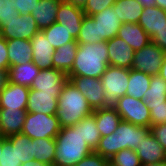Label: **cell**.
Returning <instances> with one entry per match:
<instances>
[{"label":"cell","instance_id":"1","mask_svg":"<svg viewBox=\"0 0 166 166\" xmlns=\"http://www.w3.org/2000/svg\"><path fill=\"white\" fill-rule=\"evenodd\" d=\"M108 65L106 41L79 44L73 67L67 76L101 78Z\"/></svg>","mask_w":166,"mask_h":166},{"label":"cell","instance_id":"2","mask_svg":"<svg viewBox=\"0 0 166 166\" xmlns=\"http://www.w3.org/2000/svg\"><path fill=\"white\" fill-rule=\"evenodd\" d=\"M55 141L54 166H75L84 157L94 152L83 140L81 127L78 124L62 127Z\"/></svg>","mask_w":166,"mask_h":166},{"label":"cell","instance_id":"3","mask_svg":"<svg viewBox=\"0 0 166 166\" xmlns=\"http://www.w3.org/2000/svg\"><path fill=\"white\" fill-rule=\"evenodd\" d=\"M85 96L68 80L60 91L56 116L60 127H70L93 114Z\"/></svg>","mask_w":166,"mask_h":166},{"label":"cell","instance_id":"4","mask_svg":"<svg viewBox=\"0 0 166 166\" xmlns=\"http://www.w3.org/2000/svg\"><path fill=\"white\" fill-rule=\"evenodd\" d=\"M100 79L105 89L104 107L114 108L118 104L119 98L126 93L129 69L108 65Z\"/></svg>","mask_w":166,"mask_h":166},{"label":"cell","instance_id":"5","mask_svg":"<svg viewBox=\"0 0 166 166\" xmlns=\"http://www.w3.org/2000/svg\"><path fill=\"white\" fill-rule=\"evenodd\" d=\"M61 127L56 115L27 112L21 133L30 139L55 138Z\"/></svg>","mask_w":166,"mask_h":166},{"label":"cell","instance_id":"6","mask_svg":"<svg viewBox=\"0 0 166 166\" xmlns=\"http://www.w3.org/2000/svg\"><path fill=\"white\" fill-rule=\"evenodd\" d=\"M114 108L122 121L145 127L151 126L150 110L144 100L124 95L119 98Z\"/></svg>","mask_w":166,"mask_h":166},{"label":"cell","instance_id":"7","mask_svg":"<svg viewBox=\"0 0 166 166\" xmlns=\"http://www.w3.org/2000/svg\"><path fill=\"white\" fill-rule=\"evenodd\" d=\"M1 37L6 40L25 39L30 40L35 34L40 32L35 18L31 14L22 15L0 22Z\"/></svg>","mask_w":166,"mask_h":166},{"label":"cell","instance_id":"8","mask_svg":"<svg viewBox=\"0 0 166 166\" xmlns=\"http://www.w3.org/2000/svg\"><path fill=\"white\" fill-rule=\"evenodd\" d=\"M165 51L152 41L135 51L131 69L147 73L148 75H158L163 63Z\"/></svg>","mask_w":166,"mask_h":166},{"label":"cell","instance_id":"9","mask_svg":"<svg viewBox=\"0 0 166 166\" xmlns=\"http://www.w3.org/2000/svg\"><path fill=\"white\" fill-rule=\"evenodd\" d=\"M75 87L85 96L93 110L104 108V88L100 78L68 76Z\"/></svg>","mask_w":166,"mask_h":166},{"label":"cell","instance_id":"10","mask_svg":"<svg viewBox=\"0 0 166 166\" xmlns=\"http://www.w3.org/2000/svg\"><path fill=\"white\" fill-rule=\"evenodd\" d=\"M114 132L117 133L118 152L126 148L135 150L142 139L150 132V127L135 125L121 120Z\"/></svg>","mask_w":166,"mask_h":166},{"label":"cell","instance_id":"11","mask_svg":"<svg viewBox=\"0 0 166 166\" xmlns=\"http://www.w3.org/2000/svg\"><path fill=\"white\" fill-rule=\"evenodd\" d=\"M68 81V76L61 70L40 69L37 77L33 80L30 89L46 93H60L64 84Z\"/></svg>","mask_w":166,"mask_h":166},{"label":"cell","instance_id":"12","mask_svg":"<svg viewBox=\"0 0 166 166\" xmlns=\"http://www.w3.org/2000/svg\"><path fill=\"white\" fill-rule=\"evenodd\" d=\"M109 65L131 69L135 51L125 40L115 36L106 41Z\"/></svg>","mask_w":166,"mask_h":166},{"label":"cell","instance_id":"13","mask_svg":"<svg viewBox=\"0 0 166 166\" xmlns=\"http://www.w3.org/2000/svg\"><path fill=\"white\" fill-rule=\"evenodd\" d=\"M60 93H46L30 89L27 100V112L56 115Z\"/></svg>","mask_w":166,"mask_h":166},{"label":"cell","instance_id":"14","mask_svg":"<svg viewBox=\"0 0 166 166\" xmlns=\"http://www.w3.org/2000/svg\"><path fill=\"white\" fill-rule=\"evenodd\" d=\"M84 16L83 9L62 1L58 7L56 22L64 26L77 39Z\"/></svg>","mask_w":166,"mask_h":166},{"label":"cell","instance_id":"15","mask_svg":"<svg viewBox=\"0 0 166 166\" xmlns=\"http://www.w3.org/2000/svg\"><path fill=\"white\" fill-rule=\"evenodd\" d=\"M33 48L32 61L39 69H52L55 48L50 44L45 35L40 31L30 39Z\"/></svg>","mask_w":166,"mask_h":166},{"label":"cell","instance_id":"16","mask_svg":"<svg viewBox=\"0 0 166 166\" xmlns=\"http://www.w3.org/2000/svg\"><path fill=\"white\" fill-rule=\"evenodd\" d=\"M141 165L166 161V151L149 132L135 149Z\"/></svg>","mask_w":166,"mask_h":166},{"label":"cell","instance_id":"17","mask_svg":"<svg viewBox=\"0 0 166 166\" xmlns=\"http://www.w3.org/2000/svg\"><path fill=\"white\" fill-rule=\"evenodd\" d=\"M138 24L152 38L155 33L166 32V10L157 6L143 7Z\"/></svg>","mask_w":166,"mask_h":166},{"label":"cell","instance_id":"18","mask_svg":"<svg viewBox=\"0 0 166 166\" xmlns=\"http://www.w3.org/2000/svg\"><path fill=\"white\" fill-rule=\"evenodd\" d=\"M30 88L8 83L0 93V108L26 109Z\"/></svg>","mask_w":166,"mask_h":166},{"label":"cell","instance_id":"19","mask_svg":"<svg viewBox=\"0 0 166 166\" xmlns=\"http://www.w3.org/2000/svg\"><path fill=\"white\" fill-rule=\"evenodd\" d=\"M98 23V36L104 41L114 38L118 34L122 23L118 19L113 6L107 7L100 13L91 16Z\"/></svg>","mask_w":166,"mask_h":166},{"label":"cell","instance_id":"20","mask_svg":"<svg viewBox=\"0 0 166 166\" xmlns=\"http://www.w3.org/2000/svg\"><path fill=\"white\" fill-rule=\"evenodd\" d=\"M26 109L0 108V129L5 137L19 134L25 122Z\"/></svg>","mask_w":166,"mask_h":166},{"label":"cell","instance_id":"21","mask_svg":"<svg viewBox=\"0 0 166 166\" xmlns=\"http://www.w3.org/2000/svg\"><path fill=\"white\" fill-rule=\"evenodd\" d=\"M117 36L125 40L134 51L140 50L151 42L150 36L139 24L122 23Z\"/></svg>","mask_w":166,"mask_h":166},{"label":"cell","instance_id":"22","mask_svg":"<svg viewBox=\"0 0 166 166\" xmlns=\"http://www.w3.org/2000/svg\"><path fill=\"white\" fill-rule=\"evenodd\" d=\"M63 0H40L32 10L31 15L35 18L40 31L50 27L56 22L59 4Z\"/></svg>","mask_w":166,"mask_h":166},{"label":"cell","instance_id":"23","mask_svg":"<svg viewBox=\"0 0 166 166\" xmlns=\"http://www.w3.org/2000/svg\"><path fill=\"white\" fill-rule=\"evenodd\" d=\"M7 50L10 67L32 61L33 48L30 40L20 38L7 40Z\"/></svg>","mask_w":166,"mask_h":166},{"label":"cell","instance_id":"24","mask_svg":"<svg viewBox=\"0 0 166 166\" xmlns=\"http://www.w3.org/2000/svg\"><path fill=\"white\" fill-rule=\"evenodd\" d=\"M93 115L95 116L96 126L102 137L113 133L121 122V116L115 108L104 107L95 109Z\"/></svg>","mask_w":166,"mask_h":166},{"label":"cell","instance_id":"25","mask_svg":"<svg viewBox=\"0 0 166 166\" xmlns=\"http://www.w3.org/2000/svg\"><path fill=\"white\" fill-rule=\"evenodd\" d=\"M39 71L40 69L33 61L11 66L8 68L9 82L30 88Z\"/></svg>","mask_w":166,"mask_h":166},{"label":"cell","instance_id":"26","mask_svg":"<svg viewBox=\"0 0 166 166\" xmlns=\"http://www.w3.org/2000/svg\"><path fill=\"white\" fill-rule=\"evenodd\" d=\"M113 8L121 23L138 24L143 5L137 0H116Z\"/></svg>","mask_w":166,"mask_h":166},{"label":"cell","instance_id":"27","mask_svg":"<svg viewBox=\"0 0 166 166\" xmlns=\"http://www.w3.org/2000/svg\"><path fill=\"white\" fill-rule=\"evenodd\" d=\"M78 45L77 41L68 42L55 49L52 57L54 68L68 74L73 67Z\"/></svg>","mask_w":166,"mask_h":166},{"label":"cell","instance_id":"28","mask_svg":"<svg viewBox=\"0 0 166 166\" xmlns=\"http://www.w3.org/2000/svg\"><path fill=\"white\" fill-rule=\"evenodd\" d=\"M32 140V155L41 163L54 166L56 141L55 138H37Z\"/></svg>","mask_w":166,"mask_h":166},{"label":"cell","instance_id":"29","mask_svg":"<svg viewBox=\"0 0 166 166\" xmlns=\"http://www.w3.org/2000/svg\"><path fill=\"white\" fill-rule=\"evenodd\" d=\"M151 75L129 69V81L125 95L144 100V93L150 86Z\"/></svg>","mask_w":166,"mask_h":166},{"label":"cell","instance_id":"30","mask_svg":"<svg viewBox=\"0 0 166 166\" xmlns=\"http://www.w3.org/2000/svg\"><path fill=\"white\" fill-rule=\"evenodd\" d=\"M81 127V136L88 146L95 151L98 147L101 134L96 126L95 116L93 114L86 116L77 123Z\"/></svg>","mask_w":166,"mask_h":166},{"label":"cell","instance_id":"31","mask_svg":"<svg viewBox=\"0 0 166 166\" xmlns=\"http://www.w3.org/2000/svg\"><path fill=\"white\" fill-rule=\"evenodd\" d=\"M50 44L55 48H59L68 42H75L76 39L68 32L64 26L55 22L50 27L41 30Z\"/></svg>","mask_w":166,"mask_h":166},{"label":"cell","instance_id":"32","mask_svg":"<svg viewBox=\"0 0 166 166\" xmlns=\"http://www.w3.org/2000/svg\"><path fill=\"white\" fill-rule=\"evenodd\" d=\"M76 41L78 44L104 41L102 37L98 36V23L91 16H84Z\"/></svg>","mask_w":166,"mask_h":166},{"label":"cell","instance_id":"33","mask_svg":"<svg viewBox=\"0 0 166 166\" xmlns=\"http://www.w3.org/2000/svg\"><path fill=\"white\" fill-rule=\"evenodd\" d=\"M166 101V81L159 75L151 76L150 86L144 93V102L158 103Z\"/></svg>","mask_w":166,"mask_h":166},{"label":"cell","instance_id":"34","mask_svg":"<svg viewBox=\"0 0 166 166\" xmlns=\"http://www.w3.org/2000/svg\"><path fill=\"white\" fill-rule=\"evenodd\" d=\"M6 138L11 143H17L18 161H21V164L34 160V155H32V140L28 136L19 133Z\"/></svg>","mask_w":166,"mask_h":166},{"label":"cell","instance_id":"35","mask_svg":"<svg viewBox=\"0 0 166 166\" xmlns=\"http://www.w3.org/2000/svg\"><path fill=\"white\" fill-rule=\"evenodd\" d=\"M94 152L110 160L118 152L117 133L113 132L110 135L101 137Z\"/></svg>","mask_w":166,"mask_h":166},{"label":"cell","instance_id":"36","mask_svg":"<svg viewBox=\"0 0 166 166\" xmlns=\"http://www.w3.org/2000/svg\"><path fill=\"white\" fill-rule=\"evenodd\" d=\"M0 166H21V161H18L17 143H11L6 137L0 157Z\"/></svg>","mask_w":166,"mask_h":166},{"label":"cell","instance_id":"37","mask_svg":"<svg viewBox=\"0 0 166 166\" xmlns=\"http://www.w3.org/2000/svg\"><path fill=\"white\" fill-rule=\"evenodd\" d=\"M110 161L117 166H142L135 150L129 148L117 152Z\"/></svg>","mask_w":166,"mask_h":166},{"label":"cell","instance_id":"38","mask_svg":"<svg viewBox=\"0 0 166 166\" xmlns=\"http://www.w3.org/2000/svg\"><path fill=\"white\" fill-rule=\"evenodd\" d=\"M146 105L150 110L151 125L166 123V101L158 103L147 102Z\"/></svg>","mask_w":166,"mask_h":166},{"label":"cell","instance_id":"39","mask_svg":"<svg viewBox=\"0 0 166 166\" xmlns=\"http://www.w3.org/2000/svg\"><path fill=\"white\" fill-rule=\"evenodd\" d=\"M116 0H88L83 11L86 16L100 13L107 7L113 6Z\"/></svg>","mask_w":166,"mask_h":166},{"label":"cell","instance_id":"40","mask_svg":"<svg viewBox=\"0 0 166 166\" xmlns=\"http://www.w3.org/2000/svg\"><path fill=\"white\" fill-rule=\"evenodd\" d=\"M18 15L19 12L15 9L13 0H0V22L11 20Z\"/></svg>","mask_w":166,"mask_h":166},{"label":"cell","instance_id":"41","mask_svg":"<svg viewBox=\"0 0 166 166\" xmlns=\"http://www.w3.org/2000/svg\"><path fill=\"white\" fill-rule=\"evenodd\" d=\"M109 160L103 158L101 155L92 152L90 155L84 157L75 166H107Z\"/></svg>","mask_w":166,"mask_h":166},{"label":"cell","instance_id":"42","mask_svg":"<svg viewBox=\"0 0 166 166\" xmlns=\"http://www.w3.org/2000/svg\"><path fill=\"white\" fill-rule=\"evenodd\" d=\"M39 1L40 0H13V4L19 14L26 15L32 13V10Z\"/></svg>","mask_w":166,"mask_h":166},{"label":"cell","instance_id":"43","mask_svg":"<svg viewBox=\"0 0 166 166\" xmlns=\"http://www.w3.org/2000/svg\"><path fill=\"white\" fill-rule=\"evenodd\" d=\"M150 132L166 151V123L151 125Z\"/></svg>","mask_w":166,"mask_h":166},{"label":"cell","instance_id":"44","mask_svg":"<svg viewBox=\"0 0 166 166\" xmlns=\"http://www.w3.org/2000/svg\"><path fill=\"white\" fill-rule=\"evenodd\" d=\"M9 67L7 40L0 37V69L8 70Z\"/></svg>","mask_w":166,"mask_h":166},{"label":"cell","instance_id":"45","mask_svg":"<svg viewBox=\"0 0 166 166\" xmlns=\"http://www.w3.org/2000/svg\"><path fill=\"white\" fill-rule=\"evenodd\" d=\"M151 41L157 44L162 50L166 51V32L155 33Z\"/></svg>","mask_w":166,"mask_h":166},{"label":"cell","instance_id":"46","mask_svg":"<svg viewBox=\"0 0 166 166\" xmlns=\"http://www.w3.org/2000/svg\"><path fill=\"white\" fill-rule=\"evenodd\" d=\"M9 83L8 70L0 69V93Z\"/></svg>","mask_w":166,"mask_h":166},{"label":"cell","instance_id":"47","mask_svg":"<svg viewBox=\"0 0 166 166\" xmlns=\"http://www.w3.org/2000/svg\"><path fill=\"white\" fill-rule=\"evenodd\" d=\"M63 1L72 4L73 6L78 7L80 9H84L88 0H63Z\"/></svg>","mask_w":166,"mask_h":166},{"label":"cell","instance_id":"48","mask_svg":"<svg viewBox=\"0 0 166 166\" xmlns=\"http://www.w3.org/2000/svg\"><path fill=\"white\" fill-rule=\"evenodd\" d=\"M158 75L166 81V51H165L163 63L161 65Z\"/></svg>","mask_w":166,"mask_h":166},{"label":"cell","instance_id":"49","mask_svg":"<svg viewBox=\"0 0 166 166\" xmlns=\"http://www.w3.org/2000/svg\"><path fill=\"white\" fill-rule=\"evenodd\" d=\"M21 166H51V165L41 163L38 160L34 159V160H30V161H27V162L21 164Z\"/></svg>","mask_w":166,"mask_h":166},{"label":"cell","instance_id":"50","mask_svg":"<svg viewBox=\"0 0 166 166\" xmlns=\"http://www.w3.org/2000/svg\"><path fill=\"white\" fill-rule=\"evenodd\" d=\"M139 1L143 7H151V6H156L155 0H137Z\"/></svg>","mask_w":166,"mask_h":166},{"label":"cell","instance_id":"51","mask_svg":"<svg viewBox=\"0 0 166 166\" xmlns=\"http://www.w3.org/2000/svg\"><path fill=\"white\" fill-rule=\"evenodd\" d=\"M155 2L157 7L166 10V0H155Z\"/></svg>","mask_w":166,"mask_h":166},{"label":"cell","instance_id":"52","mask_svg":"<svg viewBox=\"0 0 166 166\" xmlns=\"http://www.w3.org/2000/svg\"><path fill=\"white\" fill-rule=\"evenodd\" d=\"M142 166H166V161H163L161 163H150V164H145Z\"/></svg>","mask_w":166,"mask_h":166},{"label":"cell","instance_id":"53","mask_svg":"<svg viewBox=\"0 0 166 166\" xmlns=\"http://www.w3.org/2000/svg\"><path fill=\"white\" fill-rule=\"evenodd\" d=\"M3 146H4V139L0 140V157H1V154H2Z\"/></svg>","mask_w":166,"mask_h":166},{"label":"cell","instance_id":"54","mask_svg":"<svg viewBox=\"0 0 166 166\" xmlns=\"http://www.w3.org/2000/svg\"><path fill=\"white\" fill-rule=\"evenodd\" d=\"M5 138V136L3 135V133H2V131H1V129H0V140H2V139H4Z\"/></svg>","mask_w":166,"mask_h":166},{"label":"cell","instance_id":"55","mask_svg":"<svg viewBox=\"0 0 166 166\" xmlns=\"http://www.w3.org/2000/svg\"><path fill=\"white\" fill-rule=\"evenodd\" d=\"M107 166H117V165H114L110 160L108 162V165Z\"/></svg>","mask_w":166,"mask_h":166}]
</instances>
